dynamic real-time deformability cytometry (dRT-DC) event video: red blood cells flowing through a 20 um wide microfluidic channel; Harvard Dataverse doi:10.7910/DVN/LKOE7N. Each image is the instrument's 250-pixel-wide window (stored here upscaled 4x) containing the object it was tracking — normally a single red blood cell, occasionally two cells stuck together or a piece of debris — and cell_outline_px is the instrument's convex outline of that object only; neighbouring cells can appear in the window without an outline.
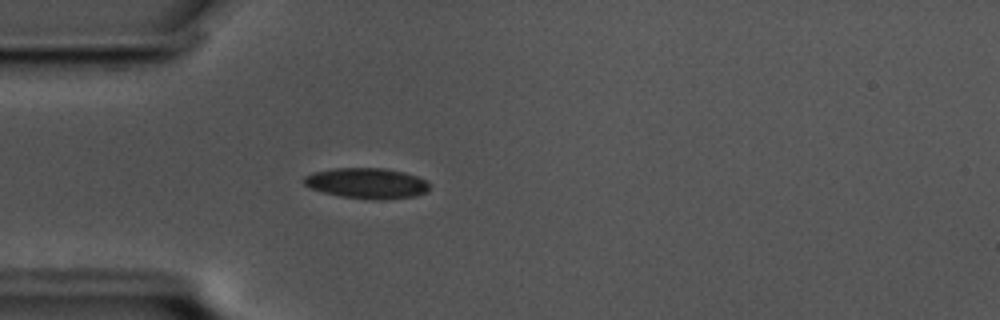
{"species": "common noctule bat (a hibernating species)", "species_latin": "Nyctalus noctula", "temperature_condition": "cold", "stored_images_in_passage": 11, "camera_frame_rate_fps": 3000, "um_per_image_px": 0.085, "animal": {"sex": "male", "body_mass_g": 17.5, "forearm_length_mm": 52.3}, "frame": {"image": 1, "passage_image": 7, "time_ms": 2.0, "image_size_px": [1000, 320], "cell_outline_px": [[428, 192], [416, 196], [384, 200], [376, 200], [340, 196], [324, 192], [312, 188], [304, 184], [300, 180], [304, 176], [312, 172], [332, 168], [384, 168], [404, 172], [428, 180]], "centroid_in_image_um": [31.18, 15.57], "position_along_channel_um": 53.8, "area_um2": 22.6}}